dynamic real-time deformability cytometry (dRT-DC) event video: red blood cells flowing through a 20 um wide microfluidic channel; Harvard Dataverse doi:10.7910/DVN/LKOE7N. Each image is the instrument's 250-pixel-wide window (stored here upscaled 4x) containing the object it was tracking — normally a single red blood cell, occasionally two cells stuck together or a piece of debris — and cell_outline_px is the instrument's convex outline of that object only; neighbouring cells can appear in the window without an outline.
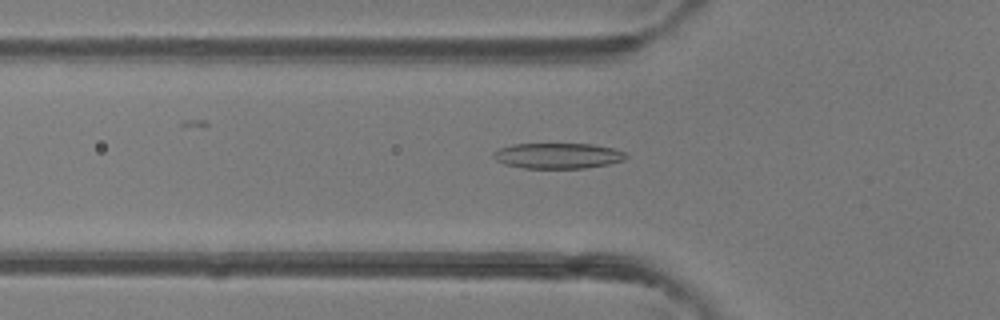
{"species": "common noctule bat (a hibernating species)", "species_latin": "Nyctalus noctula", "temperature_condition": "room temperature", "stored_images_in_passage": 47, "camera_frame_rate_fps": 3000, "um_per_image_px": 0.085, "animal": {"sex": "female"}, "frame": {"image": 1, "passage_image": 16, "time_ms": 5.0, "image_size_px": [1000, 320], "cell_outline_px": [[628, 156], [624, 160], [608, 164], [584, 168], [524, 168], [504, 164], [496, 160], [492, 156], [492, 152], [500, 148], [512, 144], [592, 144], [612, 148], [624, 152]], "centroid_in_image_um": [47.39, 13.24], "position_along_channel_um": 78.4, "area_um2": 19.71}}
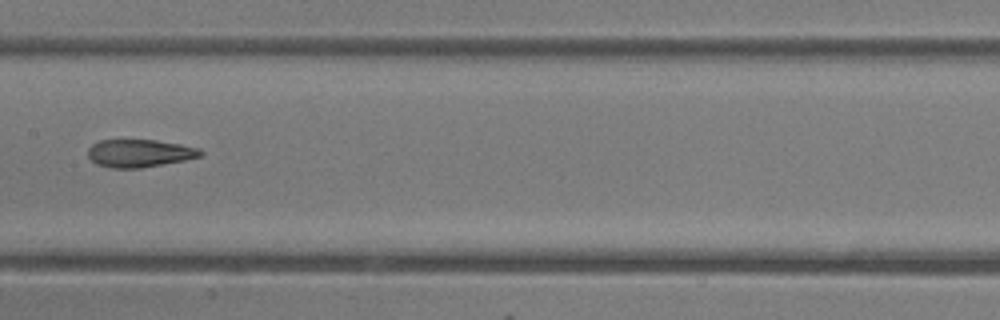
{"frame": {"image": 2, "passage_image": 24, "time_ms": 7.667, "image_size_px": [1000, 320], "cell_outline_px": [[204, 152], [200, 156], [184, 160], [140, 168], [112, 168], [96, 164], [88, 156], [88, 148], [92, 144], [100, 140], [156, 140], [180, 144], [200, 148]], "centroid_in_image_um": [11.85, 13.02], "position_along_channel_um": 195.5, "area_um2": 18.15}}
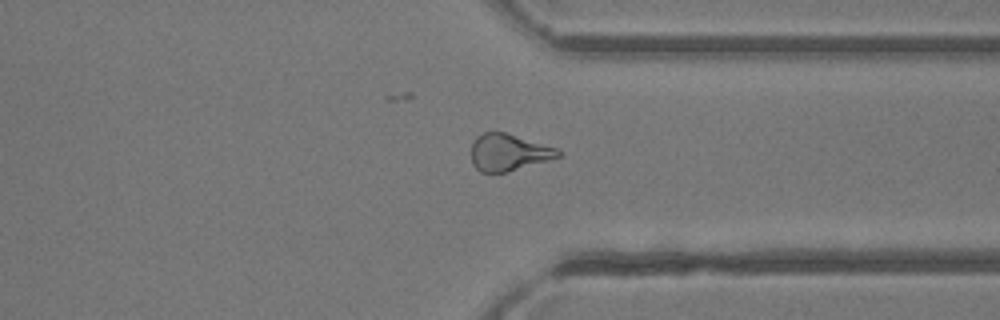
{"frame": {"image": 3, "passage_image": 36, "time_ms": 11.667, "image_size_px": [1000, 320], "cell_outline_px": [[564, 152], [560, 156], [548, 160], [504, 172], [480, 172], [472, 164], [472, 144], [476, 136], [484, 132], [504, 132], [556, 148]], "centroid_in_image_um": [43.21, 12.94], "position_along_channel_um": 368.2, "area_um2": 18.32}, "authors_computed_cell_mechanics": {"area_um2": 19.7098, "velocity_mm_per_s": 4.3394, "shape_relaxation_time_tau1_ms": 4.1695, "shape_relaxation_time_tau2_ms": 2.2226, "deformation_change_tau1": 0.1578, "deformation_change_tau2": 0.1114}}